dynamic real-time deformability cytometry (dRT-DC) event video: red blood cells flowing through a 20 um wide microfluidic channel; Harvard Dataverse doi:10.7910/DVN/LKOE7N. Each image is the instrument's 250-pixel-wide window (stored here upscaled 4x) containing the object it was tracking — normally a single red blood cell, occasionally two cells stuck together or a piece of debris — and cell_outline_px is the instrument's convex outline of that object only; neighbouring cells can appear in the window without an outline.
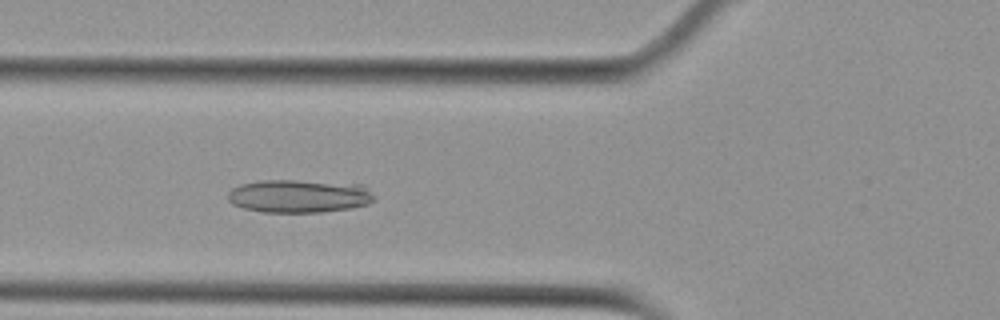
{"species": "Egyptian fruit bat (a non-hibernating species)", "species_latin": "Rousettus aegyptiacus", "temperature_condition": "cold", "stored_images_in_passage": 30, "camera_frame_rate_fps": 3000, "um_per_image_px": 0.085, "animal": {"sex": "female"}, "frame": {"image": 1, "passage_image": 15, "time_ms": 4.667, "image_size_px": [1000, 320], "cell_outline_px": [[372, 200], [368, 204], [352, 208], [320, 212], [260, 212], [244, 208], [232, 204], [228, 200], [228, 192], [232, 188], [240, 184], [260, 180], [296, 180], [364, 184], [372, 196]], "centroid_in_image_um": [25.38, 16.66], "position_along_channel_um": 100.4, "area_um2": 28.32}}